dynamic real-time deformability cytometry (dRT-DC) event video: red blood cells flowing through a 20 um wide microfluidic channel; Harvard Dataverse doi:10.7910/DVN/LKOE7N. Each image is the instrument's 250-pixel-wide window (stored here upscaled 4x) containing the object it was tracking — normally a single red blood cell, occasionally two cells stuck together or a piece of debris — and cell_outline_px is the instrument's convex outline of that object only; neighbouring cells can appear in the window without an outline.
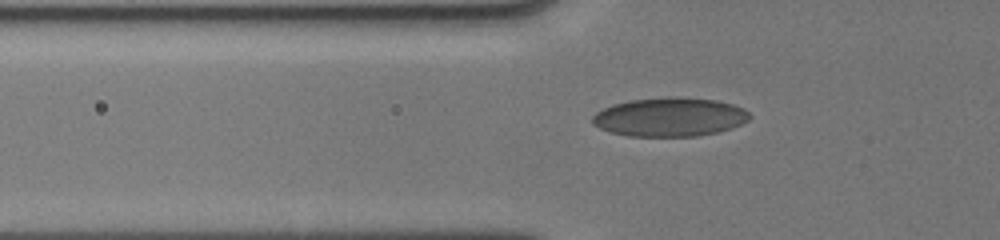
{"species": "human", "species_latin": "Homo sapiens", "temperature_condition": "cold", "stored_images_in_passage": 41, "camera_frame_rate_fps": 3000, "um_per_image_px": 0.085, "donor": {"sex": "male"}, "frame": {"image": 1, "passage_image": 7, "time_ms": 1.333, "image_size_px": [1000, 240], "cell_outline_px": [[752, 116], [748, 120], [732, 128], [720, 132], [700, 136], [628, 136], [608, 132], [592, 124], [592, 116], [596, 112], [612, 104], [632, 100], [716, 100], [732, 104], [744, 108]], "centroid_in_image_um": [56.92, 10.01], "position_along_channel_um": 68.9, "area_um2": 34.62}}
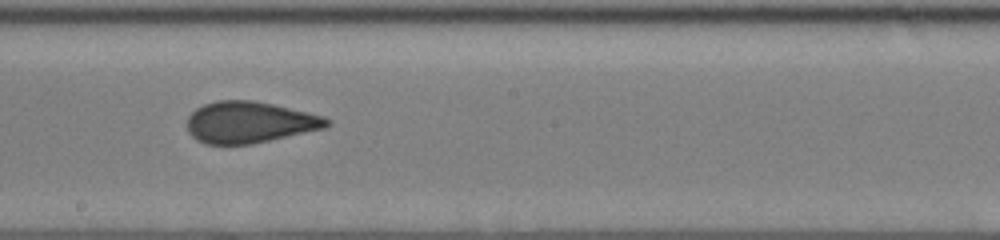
{"frame": {"image": 2, "passage_image": 21, "time_ms": 5.333, "image_size_px": [1000, 240], "cell_outline_px": [[332, 124], [328, 128], [252, 144], [204, 144], [196, 140], [188, 132], [188, 116], [196, 108], [204, 104], [216, 100], [252, 100], [272, 104], [308, 112], [324, 116], [332, 120]], "centroid_in_image_um": [21.25, 10.4], "position_along_channel_um": 226.9, "area_um2": 34.04}}
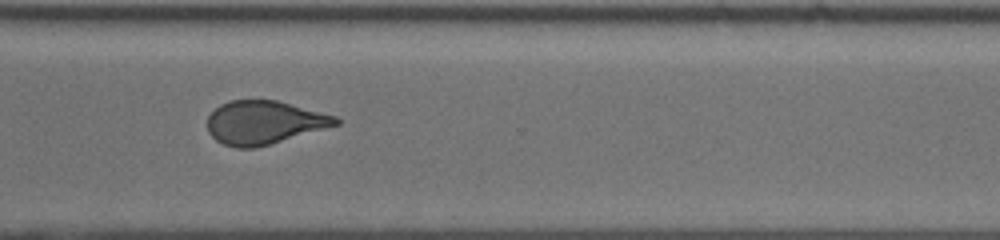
{"frame": {"image": 3, "passage_image": 40, "time_ms": 8.333, "image_size_px": [1000, 240], "cell_outline_px": [[340, 124], [268, 144], [252, 148], [236, 148], [224, 144], [216, 140], [208, 132], [208, 116], [220, 104], [228, 100], [276, 100], [336, 116], [340, 120]], "centroid_in_image_um": [22.42, 10.4], "position_along_channel_um": 348.2, "area_um2": 32.08}}